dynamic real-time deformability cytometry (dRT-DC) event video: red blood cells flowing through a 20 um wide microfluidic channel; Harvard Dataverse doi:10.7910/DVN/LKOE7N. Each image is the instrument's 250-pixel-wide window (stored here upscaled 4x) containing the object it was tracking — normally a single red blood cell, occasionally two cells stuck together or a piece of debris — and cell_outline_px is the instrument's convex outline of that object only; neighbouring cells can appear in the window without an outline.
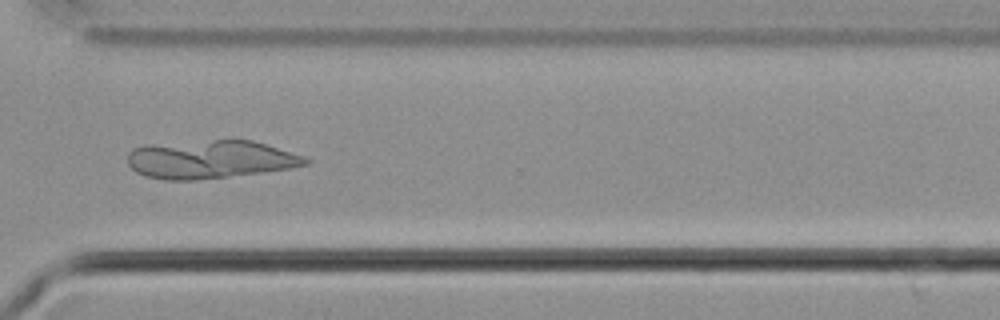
{"species": "common noctule bat (a hibernating species)", "species_latin": "Nyctalus noctula", "temperature_condition": "cold", "stored_images_in_passage": 50, "camera_frame_rate_fps": 3000, "um_per_image_px": 0.085, "animal": {"sex": "male", "body_mass_g": 21.5, "forearm_length_mm": 52.0}, "frame": {"image": 1, "passage_image": 36, "time_ms": 11.667, "image_size_px": [1000, 320], "cell_outline_px": [[312, 160], [308, 164], [288, 168], [260, 172], [196, 180], [164, 180], [144, 176], [136, 172], [128, 164], [128, 152], [132, 148], [144, 144], [216, 140], [252, 140]], "centroid_in_image_um": [17.77, 13.55], "position_along_channel_um": 352.8, "area_um2": 39.25}}